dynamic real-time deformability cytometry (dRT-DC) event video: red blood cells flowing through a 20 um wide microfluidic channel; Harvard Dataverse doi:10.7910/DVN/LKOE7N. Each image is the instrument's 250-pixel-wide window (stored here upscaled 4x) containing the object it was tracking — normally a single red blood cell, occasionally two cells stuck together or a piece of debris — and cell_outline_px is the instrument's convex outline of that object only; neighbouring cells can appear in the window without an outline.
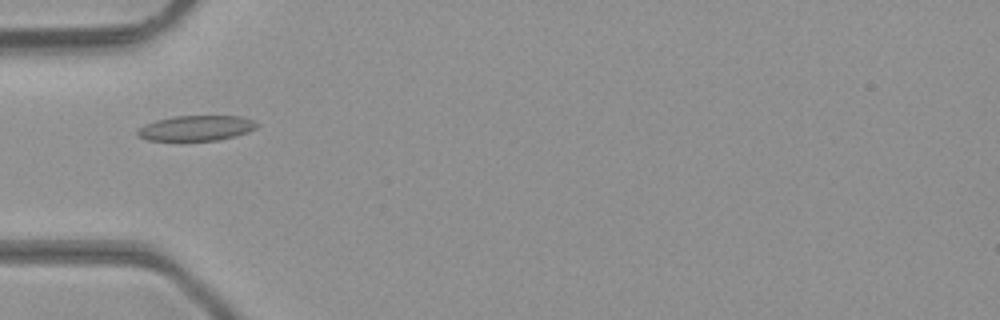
{"species": "common noctule bat (a hibernating species)", "species_latin": "Nyctalus noctula", "temperature_condition": "room temperature", "stored_images_in_passage": 37, "camera_frame_rate_fps": 3000, "um_per_image_px": 0.085, "animal": {"sex": "male", "body_mass_g": 23.1, "forearm_length_mm": 52.7}, "frame": {"image": 1, "passage_image": 5, "time_ms": 1.333, "image_size_px": [1000, 320], "cell_outline_px": [[260, 124], [256, 128], [248, 132], [236, 136], [220, 140], [148, 140], [140, 136], [136, 132], [144, 124], [156, 120], [172, 116], [240, 116], [252, 120]], "centroid_in_image_um": [16.71, 10.88], "position_along_channel_um": 68.3, "area_um2": 17.51}}
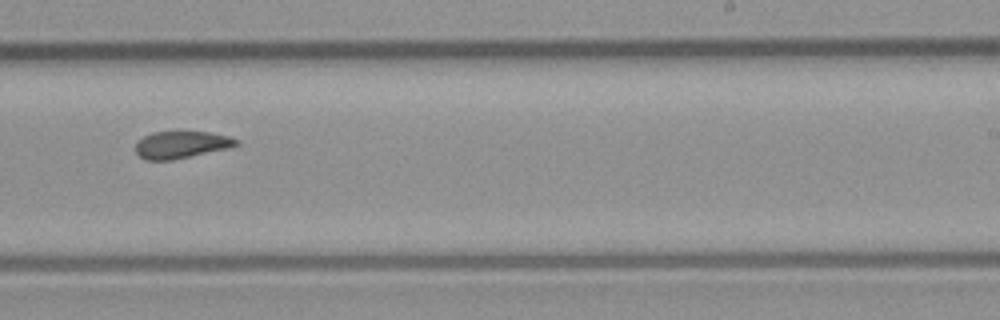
{"frame": {"image": 2, "passage_image": 19, "time_ms": 6.0, "image_size_px": [1000, 320], "cell_outline_px": [[240, 144], [228, 148], [172, 160], [144, 160], [136, 152], [136, 140], [152, 132], [208, 132], [228, 136], [236, 140]], "centroid_in_image_um": [15.36, 12.3], "position_along_channel_um": 273.6, "area_um2": 15.78}}
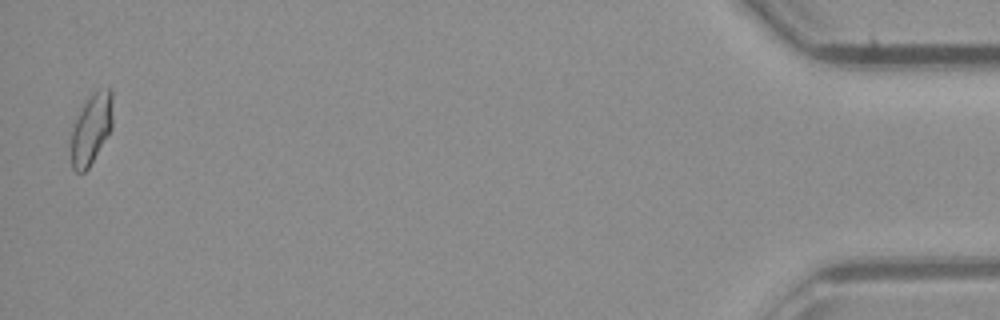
{"frame": {"image": 3, "passage_image": 36, "time_ms": 11.667, "image_size_px": [1000, 320], "cell_outline_px": [[112, 128], [88, 168], [84, 172], [76, 172], [72, 168], [72, 124], [84, 104], [92, 92], [100, 88], [112, 88]], "centroid_in_image_um": [7.77, 10.91], "position_along_channel_um": 427.4, "area_um2": 17.05}, "authors_computed_cell_mechanics": {"area_um2": 16.7042, "velocity_mm_per_s": 4.3821, "shape_relaxation_time_tau1_ms": null, "shape_relaxation_time_tau2_ms": 2.3785, "deformation_change_tau1": null, "deformation_change_tau2": 0.0703}}